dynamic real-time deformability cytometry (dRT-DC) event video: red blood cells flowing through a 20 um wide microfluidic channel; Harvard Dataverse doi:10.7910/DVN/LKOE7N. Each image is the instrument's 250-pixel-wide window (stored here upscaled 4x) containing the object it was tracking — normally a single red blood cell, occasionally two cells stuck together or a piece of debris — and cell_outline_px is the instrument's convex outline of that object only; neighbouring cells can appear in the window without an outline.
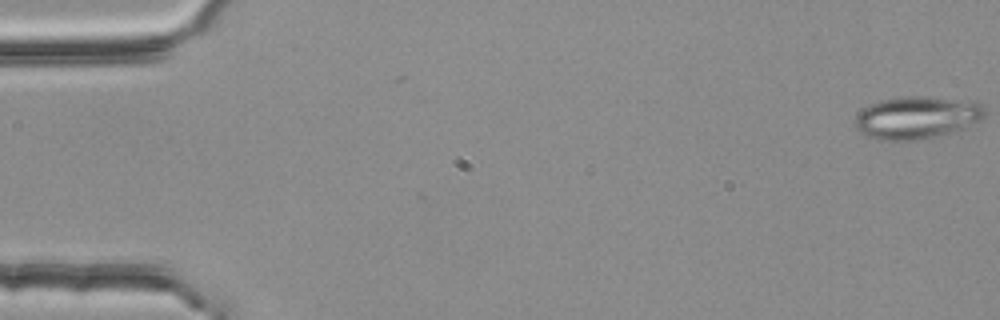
{"species": "common noctule bat (a hibernating species)", "species_latin": "Nyctalus noctula", "temperature_condition": "room temperature", "stored_images_in_passage": 54, "segment_of_instrument_passage": [1, 2], "camera_frame_rate_fps": 3000, "um_per_image_px": 0.085, "animal": {"sex": "female", "body_mass_g": 25.1}, "frame": {"image": 1, "passage_image": 1, "time_ms": 0.0, "image_size_px": [1000, 320], "cell_outline_px": [[984, 116], [980, 120], [964, 128], [940, 136], [924, 140], [880, 140], [864, 136], [856, 128], [856, 116], [864, 108], [880, 100], [908, 96], [924, 96], [976, 100], [984, 104]], "centroid_in_image_um": [77.98, 9.99], "position_along_channel_um": 7.0, "area_um2": 32.54}}